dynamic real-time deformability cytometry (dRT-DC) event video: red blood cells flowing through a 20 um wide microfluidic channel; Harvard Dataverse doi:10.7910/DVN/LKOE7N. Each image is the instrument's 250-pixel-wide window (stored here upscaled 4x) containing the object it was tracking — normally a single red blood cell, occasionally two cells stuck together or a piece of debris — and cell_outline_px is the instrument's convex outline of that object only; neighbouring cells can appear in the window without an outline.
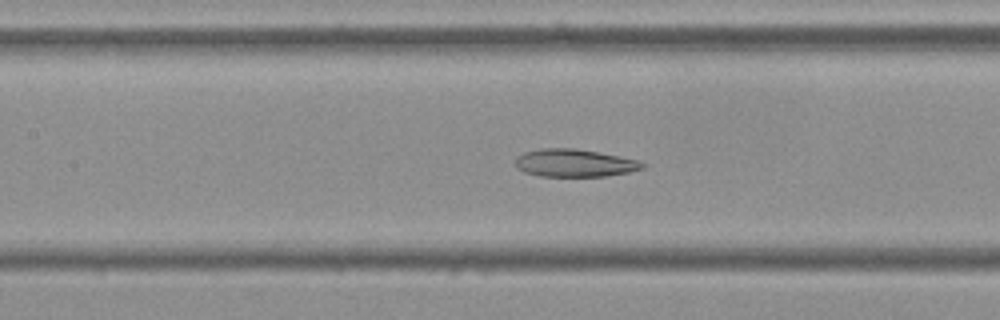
{"species": "Egyptian fruit bat (a non-hibernating species)", "species_latin": "Rousettus aegyptiacus", "temperature_condition": "cold", "stored_images_in_passage": 51, "camera_frame_rate_fps": 3000, "um_per_image_px": 0.085, "frame": {"image": 1, "passage_image": 20, "time_ms": 6.333, "image_size_px": [1000, 320], "cell_outline_px": [[648, 164], [644, 168], [628, 172], [608, 176], [540, 176], [524, 172], [516, 168], [516, 156], [524, 152], [540, 148], [576, 148], [620, 156], [636, 160]], "centroid_in_image_um": [48.82, 13.85], "position_along_channel_um": 158.6, "area_um2": 20.63}}
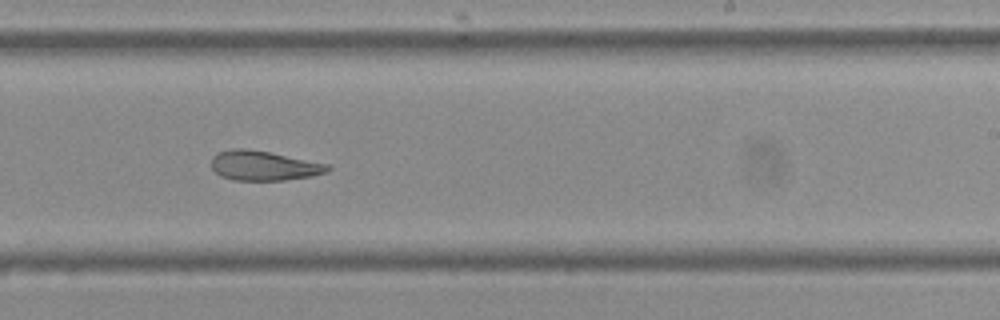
{"frame": {"image": 2, "passage_image": 29, "time_ms": 9.333, "image_size_px": [1000, 320], "cell_outline_px": [[332, 168], [328, 172], [312, 176], [284, 180], [232, 180], [220, 176], [212, 168], [212, 156], [220, 152], [232, 148], [244, 148], [268, 152], [328, 164]], "centroid_in_image_um": [22.42, 14.09], "position_along_channel_um": 266.6, "area_um2": 20.0}}
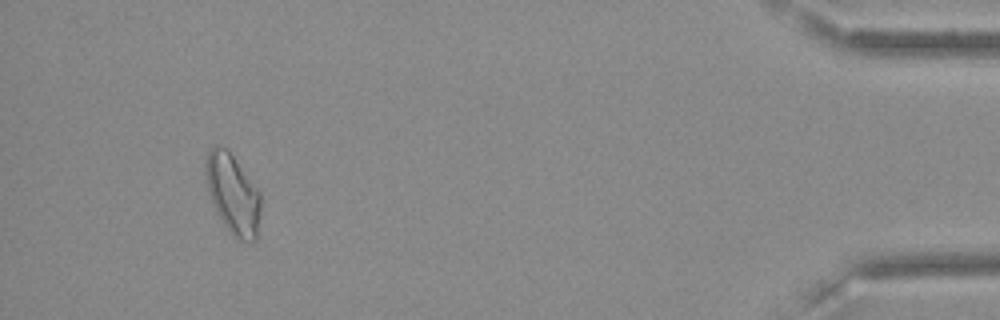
{"frame": {"image": 3, "passage_image": 47, "time_ms": 15.333, "image_size_px": [1000, 320], "cell_outline_px": [[260, 216], [256, 240], [248, 244], [236, 240], [232, 236], [216, 212], [208, 192], [204, 172], [204, 164], [208, 152], [212, 144], [216, 144], [228, 148], [260, 192]], "centroid_in_image_um": [19.78, 16.49], "position_along_channel_um": 415.4, "area_um2": 26.3}, "authors_computed_cell_mechanics": {"area_um2": 22.253, "velocity_mm_per_s": 3.6146, "shape_relaxation_time_tau1_ms": null, "shape_relaxation_time_tau2_ms": 3.7079, "deformation_change_tau1": null, "deformation_change_tau2": 0.1244}}